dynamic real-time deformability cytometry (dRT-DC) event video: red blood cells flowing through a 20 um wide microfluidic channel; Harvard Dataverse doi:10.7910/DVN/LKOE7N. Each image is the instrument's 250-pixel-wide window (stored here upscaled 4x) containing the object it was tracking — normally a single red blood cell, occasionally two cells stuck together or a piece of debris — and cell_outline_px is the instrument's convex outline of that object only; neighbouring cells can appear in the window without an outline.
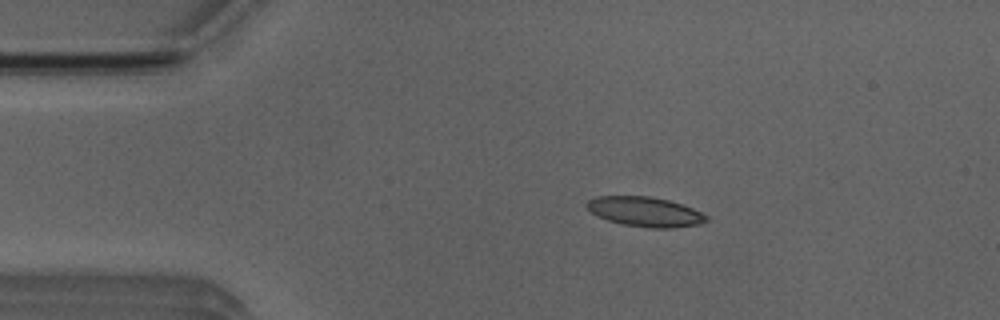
{"species": "Egyptian fruit bat (a non-hibernating species)", "species_latin": "Rousettus aegyptiacus", "temperature_condition": "room temperature", "stored_images_in_passage": 3, "camera_frame_rate_fps": 3000, "um_per_image_px": 0.085, "animal": {"sex": "male"}, "frame": {"image": 1, "passage_image": 1, "time_ms": 0.0, "image_size_px": [1000, 320], "cell_outline_px": [[708, 220], [700, 224], [672, 228], [652, 228], [620, 224], [596, 216], [584, 204], [588, 200], [596, 196], [648, 196], [668, 200], [692, 208], [708, 216]], "centroid_in_image_um": [54.8, 18.0], "position_along_channel_um": 30.2, "area_um2": 20.69}}